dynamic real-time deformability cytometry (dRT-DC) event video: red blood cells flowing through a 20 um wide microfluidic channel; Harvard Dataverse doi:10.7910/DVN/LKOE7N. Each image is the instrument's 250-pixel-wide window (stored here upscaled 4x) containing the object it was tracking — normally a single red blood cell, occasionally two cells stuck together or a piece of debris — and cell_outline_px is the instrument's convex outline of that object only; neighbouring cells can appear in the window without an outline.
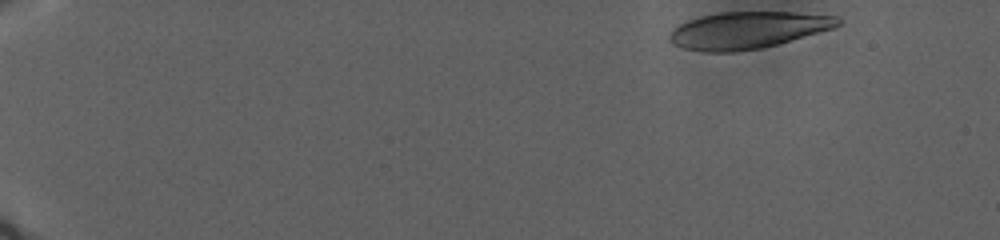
{"species": "human", "species_latin": "Homo sapiens", "temperature_condition": "warm", "stored_images_in_passage": 107, "camera_frame_rate_fps": 3000, "um_per_image_px": 0.085, "donor": {"sex": "male"}, "frame": {"image": 1, "passage_image": 1, "time_ms": 0.0, "image_size_px": [1000, 240], "cell_outline_px": [[840, 24], [832, 28], [776, 44], [760, 48], [736, 52], [704, 52], [684, 48], [672, 44], [668, 40], [668, 36], [672, 28], [688, 20], [700, 16], [720, 12], [792, 12], [836, 16], [840, 20]], "centroid_in_image_um": [63.47, 2.56], "position_along_channel_um": 21.5, "area_um2": 36.01}}
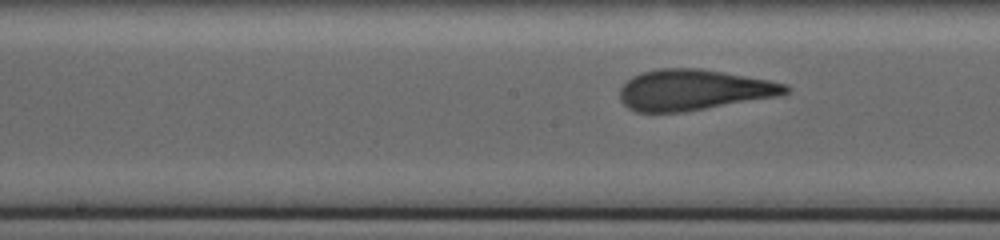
{"frame": {"image": 2, "passage_image": 58, "time_ms": 16.667, "image_size_px": [1000, 240], "cell_outline_px": [[792, 92], [780, 96], [684, 112], [636, 112], [628, 108], [620, 100], [620, 88], [632, 76], [640, 72], [660, 68], [700, 68], [768, 80], [788, 84], [792, 88]], "centroid_in_image_um": [58.99, 7.64], "position_along_channel_um": 189.2, "area_um2": 39.65}}
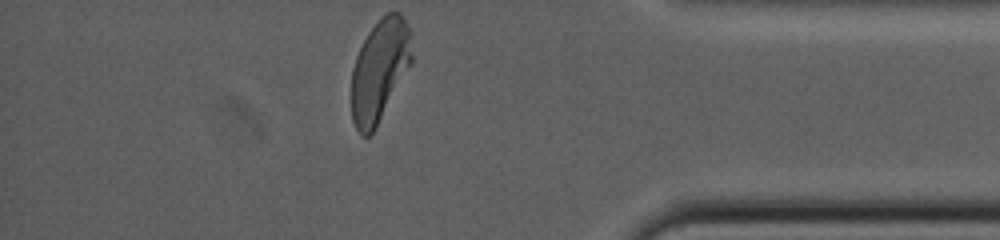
{"frame": {"image": 3, "passage_image": 106, "time_ms": 28.333, "image_size_px": [1000, 240], "cell_outline_px": [[412, 64], [376, 128], [368, 136], [360, 136], [352, 120], [352, 68], [356, 56], [368, 32], [388, 12], [400, 12], [408, 28], [412, 56]], "centroid_in_image_um": [32.26, 6.03], "position_along_channel_um": 402.9, "area_um2": 35.66}}